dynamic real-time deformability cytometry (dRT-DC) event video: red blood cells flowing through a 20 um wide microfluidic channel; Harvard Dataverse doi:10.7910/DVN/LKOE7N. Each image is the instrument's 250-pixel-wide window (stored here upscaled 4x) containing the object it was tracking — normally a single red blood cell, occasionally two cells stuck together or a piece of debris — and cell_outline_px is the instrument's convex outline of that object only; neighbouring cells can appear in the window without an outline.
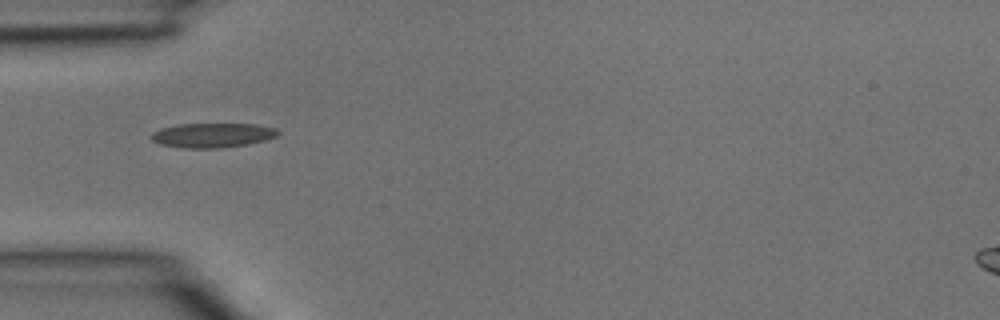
{"species": "common noctule bat (a hibernating species)", "species_latin": "Nyctalus noctula", "temperature_condition": "room temperature", "stored_images_in_passage": 1, "camera_frame_rate_fps": 3000, "um_per_image_px": 0.085, "animal": {"sex": "male", "body_mass_g": 15.6}, "frame": {"image": 1, "passage_image": 1, "time_ms": 0.0, "image_size_px": [1000, 320], "cell_outline_px": [[280, 132], [276, 136], [264, 140], [248, 144], [220, 148], [184, 148], [160, 144], [152, 140], [152, 132], [160, 128], [176, 124], [256, 124], [276, 128]], "centroid_in_image_um": [18.05, 11.49], "position_along_channel_um": 66.9, "area_um2": 18.09}}